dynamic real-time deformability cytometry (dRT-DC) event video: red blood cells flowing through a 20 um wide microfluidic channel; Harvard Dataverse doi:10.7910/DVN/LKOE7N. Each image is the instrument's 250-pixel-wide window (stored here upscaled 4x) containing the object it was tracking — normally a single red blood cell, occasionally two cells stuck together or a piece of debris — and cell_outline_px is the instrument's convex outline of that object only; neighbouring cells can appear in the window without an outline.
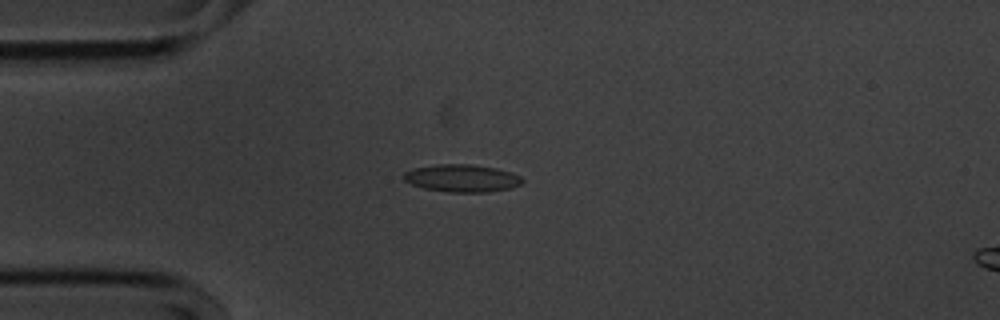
{"species": "common noctule bat (a hibernating species)", "species_latin": "Nyctalus noctula", "temperature_condition": "cold", "stored_images_in_passage": 42, "camera_frame_rate_fps": 3000, "um_per_image_px": 0.085, "animal": {"sex": "male", "body_mass_g": 20.1, "forearm_length_mm": 53.5}, "frame": {"image": 1, "passage_image": 9, "time_ms": 2.667, "image_size_px": [1000, 320], "cell_outline_px": [[524, 180], [520, 184], [512, 188], [488, 192], [448, 192], [424, 188], [412, 184], [404, 180], [404, 172], [412, 168], [436, 164], [468, 164], [496, 168], [512, 172], [520, 176]], "centroid_in_image_um": [39.27, 15.14], "position_along_channel_um": 45.7, "area_um2": 19.07}}
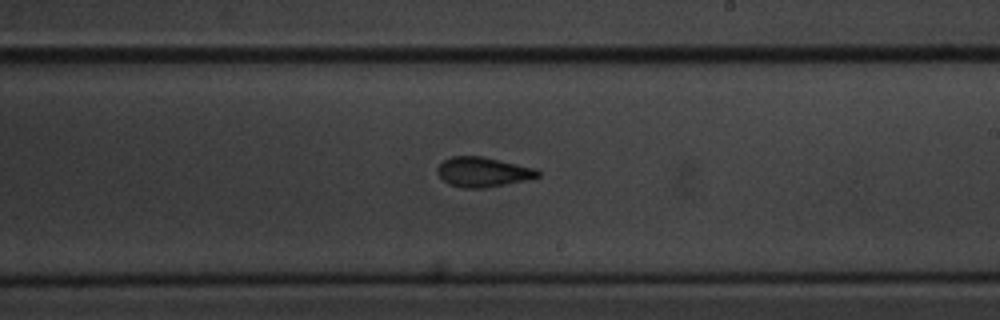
{"frame": {"image": 2, "passage_image": 27, "time_ms": 8.667, "image_size_px": [1000, 320], "cell_outline_px": [[540, 176], [524, 180], [484, 188], [464, 188], [448, 184], [436, 172], [436, 168], [444, 160], [452, 156], [480, 156], [536, 168], [540, 172]], "centroid_in_image_um": [41.02, 14.62], "position_along_channel_um": 248.0, "area_um2": 17.22}}
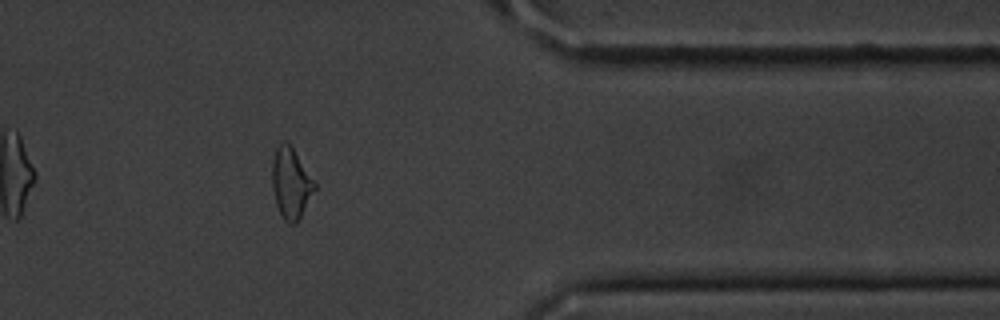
{"frame": {"image": 3, "passage_image": 40, "time_ms": 13.0, "image_size_px": [1000, 320], "cell_outline_px": [[316, 188], [300, 220], [296, 224], [288, 224], [284, 220], [276, 204], [272, 188], [272, 160], [276, 148], [284, 140], [292, 148], [316, 180]], "centroid_in_image_um": [24.75, 15.61], "position_along_channel_um": 386.7, "area_um2": 17.74}, "authors_computed_cell_mechanics": {"area_um2": 17.5712, "velocity_mm_per_s": 3.5993, "shape_relaxation_time_tau1_ms": 4.3234, "shape_relaxation_time_tau2_ms": 1.6312, "deformation_change_tau1": 0.1301, "deformation_change_tau2": 0.0715}}